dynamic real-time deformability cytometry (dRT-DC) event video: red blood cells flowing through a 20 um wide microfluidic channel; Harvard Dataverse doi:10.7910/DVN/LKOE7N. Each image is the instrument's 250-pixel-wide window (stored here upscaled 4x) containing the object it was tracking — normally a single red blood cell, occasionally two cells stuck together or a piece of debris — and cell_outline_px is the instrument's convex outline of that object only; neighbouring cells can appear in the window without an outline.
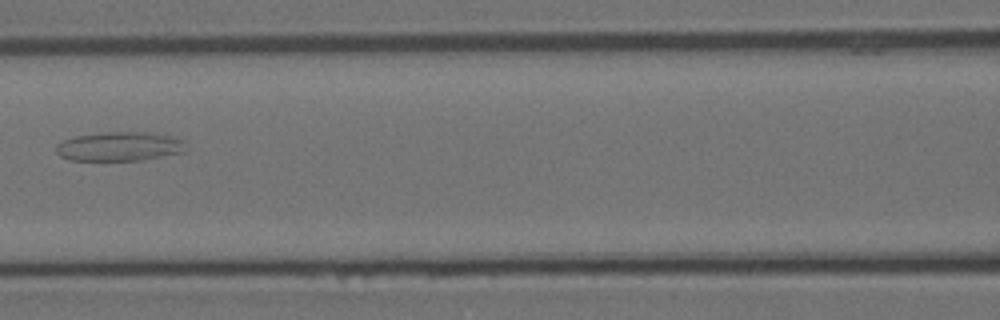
{"species": "Egyptian fruit bat (a non-hibernating species)", "species_latin": "Rousettus aegyptiacus", "temperature_condition": "room temperature", "stored_images_in_passage": 7, "camera_frame_rate_fps": 3000, "um_per_image_px": 0.085, "animal": {"sex": "female"}, "frame": {"image": 1, "passage_image": 5, "time_ms": 1.333, "image_size_px": [1000, 320], "cell_outline_px": [[188, 148], [184, 152], [140, 160], [68, 160], [60, 156], [56, 152], [56, 144], [64, 140], [76, 136], [104, 132], [144, 132], [172, 136], [184, 140]], "centroid_in_image_um": [10.17, 12.45], "position_along_channel_um": 156.4, "area_um2": 22.08}}
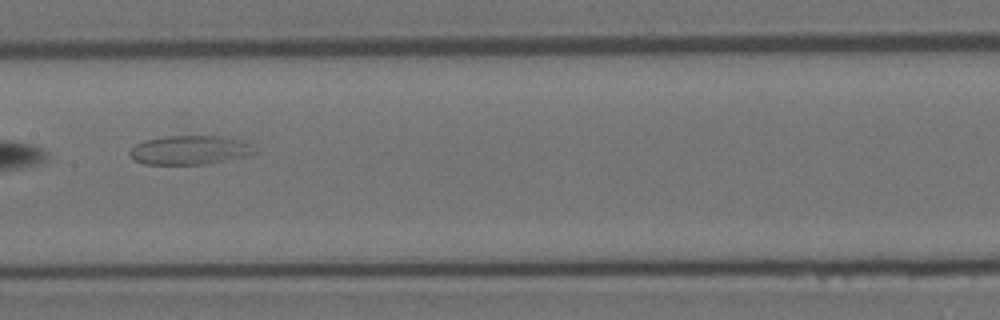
{"frame": {"image": 2, "passage_image": 6, "time_ms": 1.667, "image_size_px": [1000, 320], "cell_outline_px": [[256, 152], [244, 156], [204, 164], [144, 164], [136, 160], [128, 152], [136, 144], [144, 140], [164, 136], [216, 136], [244, 140], [252, 144]], "centroid_in_image_um": [16.13, 12.74], "position_along_channel_um": 191.3, "area_um2": 20.87}}
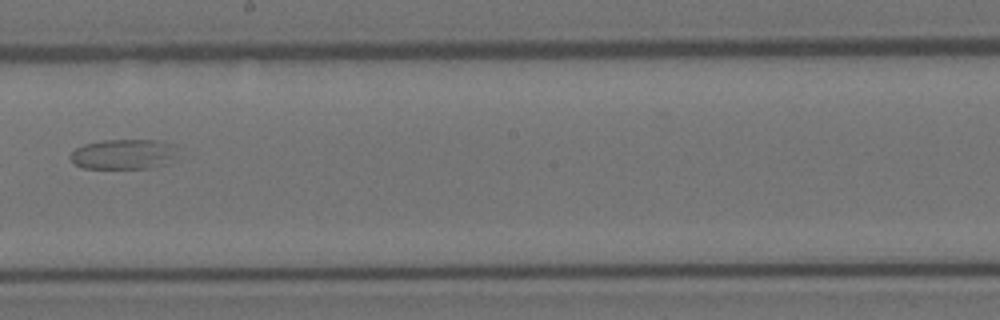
{"frame": {"image": 3, "passage_image": 7, "time_ms": 2.0, "image_size_px": [1000, 320], "cell_outline_px": [[180, 148], [164, 164], [148, 168], [84, 168], [72, 164], [68, 156], [76, 148], [84, 144], [104, 140], [156, 140], [176, 144]], "centroid_in_image_um": [10.46, 13.1], "position_along_channel_um": 237.7, "area_um2": 18.84}}